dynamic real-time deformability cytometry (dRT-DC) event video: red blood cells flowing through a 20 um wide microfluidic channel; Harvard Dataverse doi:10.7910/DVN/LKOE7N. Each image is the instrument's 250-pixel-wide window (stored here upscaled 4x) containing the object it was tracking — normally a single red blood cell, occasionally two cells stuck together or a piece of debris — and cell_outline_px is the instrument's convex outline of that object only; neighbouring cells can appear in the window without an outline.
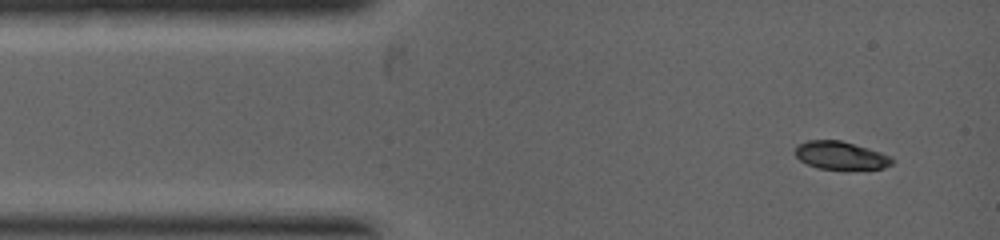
{"species": "common noctule bat (a hibernating species)", "species_latin": "Nyctalus noctula", "temperature_condition": "warm", "stored_images_in_passage": 4, "camera_frame_rate_fps": 5000, "um_per_image_px": 0.085, "animal": {"sex": "female", "body_mass_g": 19.0, "forearm_length_mm": 53.3}, "frame": {"image": 1, "passage_image": 1, "time_ms": 0.0, "image_size_px": [1000, 240], "cell_outline_px": [[892, 164], [884, 168], [816, 168], [800, 160], [796, 156], [796, 148], [800, 144], [808, 140], [840, 140], [888, 156], [892, 160]], "centroid_in_image_um": [71.38, 13.21], "position_along_channel_um": 13.6, "area_um2": 14.97}}
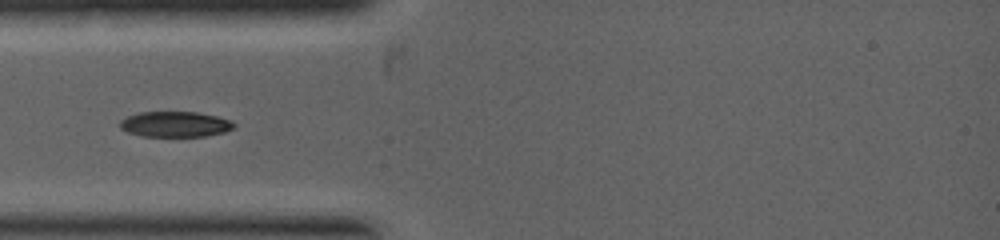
{"frame": {"image": 2, "passage_image": 3, "time_ms": 1.6, "image_size_px": [1000, 240], "cell_outline_px": [[236, 124], [232, 128], [224, 132], [204, 136], [140, 136], [128, 132], [120, 128], [120, 120], [128, 116], [140, 112], [196, 112], [216, 116], [232, 120]], "centroid_in_image_um": [14.88, 10.56], "position_along_channel_um": 70.1, "area_um2": 16.88}}